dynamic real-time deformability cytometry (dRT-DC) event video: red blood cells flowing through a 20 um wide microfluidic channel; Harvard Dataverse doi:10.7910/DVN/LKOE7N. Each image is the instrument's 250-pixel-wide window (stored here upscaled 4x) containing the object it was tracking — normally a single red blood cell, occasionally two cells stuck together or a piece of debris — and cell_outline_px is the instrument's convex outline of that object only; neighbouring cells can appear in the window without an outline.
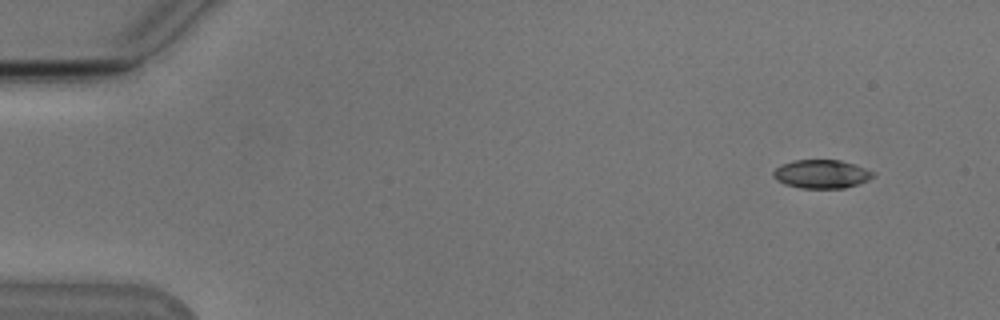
{"species": "Egyptian fruit bat (a non-hibernating species)", "species_latin": "Rousettus aegyptiacus", "temperature_condition": "cold", "stored_images_in_passage": 50, "camera_frame_rate_fps": 3000, "um_per_image_px": 0.085, "animal": {"sex": "male"}, "frame": {"image": 1, "passage_image": 1, "time_ms": 0.0, "image_size_px": [1000, 320], "cell_outline_px": [[876, 176], [868, 180], [844, 188], [800, 188], [784, 184], [776, 180], [772, 176], [772, 172], [780, 164], [792, 160], [840, 160], [876, 172]], "centroid_in_image_um": [69.8, 14.79], "position_along_channel_um": 15.2, "area_um2": 16.7}}
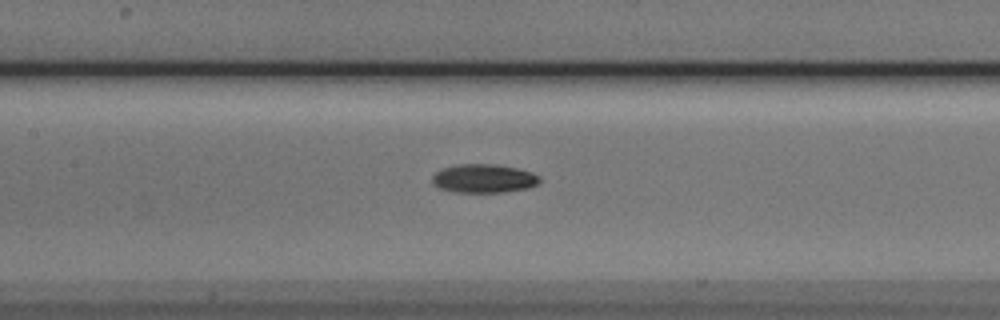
{"frame": {"image": 2, "passage_image": 22, "time_ms": 7.0, "image_size_px": [1000, 320], "cell_outline_px": [[540, 184], [528, 188], [504, 192], [456, 192], [440, 188], [432, 184], [432, 176], [440, 168], [456, 164], [496, 164], [516, 168], [532, 172], [540, 176]], "centroid_in_image_um": [41.12, 15.16], "position_along_channel_um": 166.3, "area_um2": 18.15}}
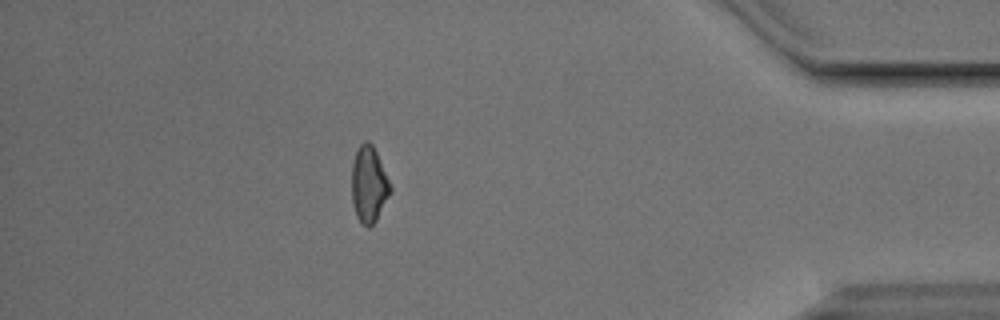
{"frame": {"image": 3, "passage_image": 44, "time_ms": 14.333, "image_size_px": [1000, 320], "cell_outline_px": [[392, 192], [376, 220], [368, 228], [360, 220], [356, 212], [352, 200], [352, 164], [356, 152], [360, 144], [364, 140], [368, 140], [372, 144], [376, 152], [392, 188]], "centroid_in_image_um": [31.36, 15.65], "position_along_channel_um": 403.8, "area_um2": 16.88}, "authors_computed_cell_mechanics": {"area_um2": 17.1666, "velocity_mm_per_s": 3.8199, "shape_relaxation_time_tau1_ms": 3.6224, "shape_relaxation_time_tau2_ms": null, "deformation_change_tau1": 0.1403, "deformation_change_tau2": null}}